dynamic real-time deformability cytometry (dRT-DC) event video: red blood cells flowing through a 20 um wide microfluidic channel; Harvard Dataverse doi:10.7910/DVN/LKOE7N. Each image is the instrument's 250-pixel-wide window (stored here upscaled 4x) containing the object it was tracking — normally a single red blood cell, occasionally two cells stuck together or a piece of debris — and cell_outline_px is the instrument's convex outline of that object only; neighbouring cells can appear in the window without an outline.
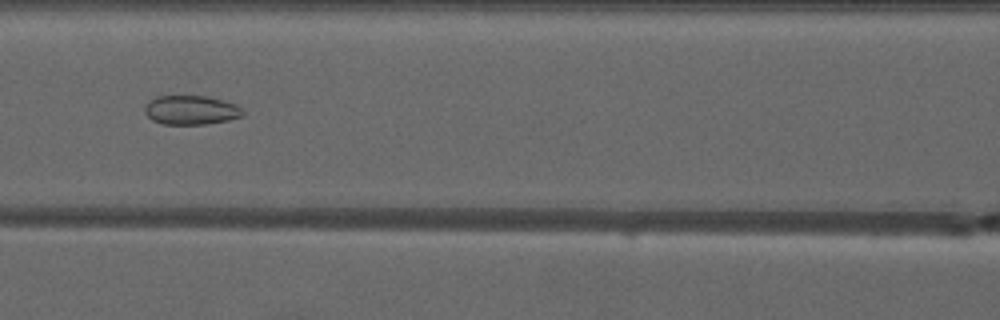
{"species": "common noctule bat (a hibernating species)", "species_latin": "Nyctalus noctula", "temperature_condition": "warm", "stored_images_in_passage": 9, "camera_frame_rate_fps": 3000, "um_per_image_px": 0.085, "animal": {"sex": "male", "forearm_length_mm": 52.5}, "frame": {"image": 1, "passage_image": 8, "time_ms": 9.0, "image_size_px": [1000, 320], "cell_outline_px": [[244, 116], [228, 120], [204, 124], [164, 124], [152, 120], [144, 112], [144, 108], [148, 100], [156, 96], [204, 96], [236, 104], [244, 112]], "centroid_in_image_um": [16.21, 9.35], "position_along_channel_um": 150.4, "area_um2": 16.59}}
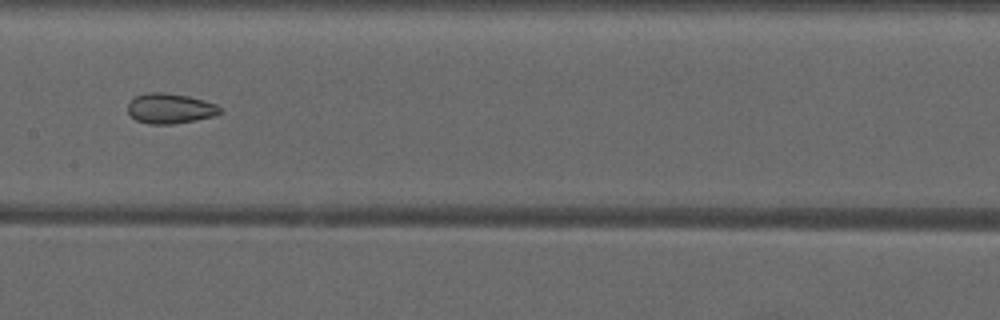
{"frame": {"image": 2, "passage_image": 9, "time_ms": 10.0, "image_size_px": [1000, 320], "cell_outline_px": [[224, 112], [216, 116], [196, 120], [172, 124], [148, 124], [136, 120], [128, 112], [128, 104], [136, 96], [148, 92], [164, 92], [188, 96], [204, 100], [216, 104]], "centroid_in_image_um": [14.49, 9.22], "position_along_channel_um": 192.9, "area_um2": 16.3}}